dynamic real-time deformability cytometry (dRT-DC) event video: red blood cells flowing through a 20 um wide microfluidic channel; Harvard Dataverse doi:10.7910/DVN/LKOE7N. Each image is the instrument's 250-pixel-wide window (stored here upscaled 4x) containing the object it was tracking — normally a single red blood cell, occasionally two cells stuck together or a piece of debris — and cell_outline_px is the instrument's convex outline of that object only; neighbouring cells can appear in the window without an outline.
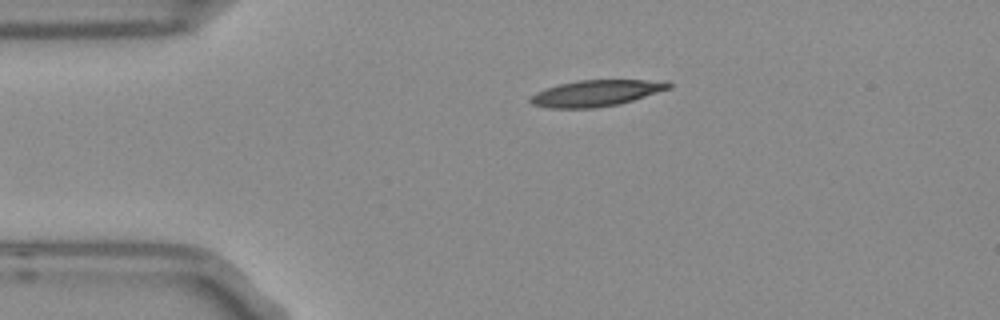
{"species": "Egyptian fruit bat (a non-hibernating species)", "species_latin": "Rousettus aegyptiacus", "temperature_condition": "room temperature", "stored_images_in_passage": 2, "camera_frame_rate_fps": 3000, "um_per_image_px": 0.085, "frame": {"image": 1, "passage_image": 1, "time_ms": 0.0, "image_size_px": [1000, 320], "cell_outline_px": [[672, 88], [620, 104], [596, 108], [552, 108], [532, 104], [528, 100], [528, 96], [544, 88], [576, 80], [668, 80], [672, 84]], "centroid_in_image_um": [50.68, 7.91], "position_along_channel_um": 34.3, "area_um2": 21.44}}